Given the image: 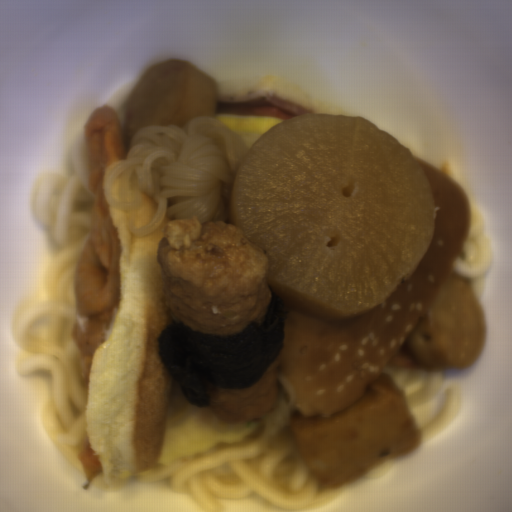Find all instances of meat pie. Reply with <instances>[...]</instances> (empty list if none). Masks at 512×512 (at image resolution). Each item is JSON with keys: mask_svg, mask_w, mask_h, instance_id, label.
Returning <instances> with one entry per match:
<instances>
[{"mask_svg": "<svg viewBox=\"0 0 512 512\" xmlns=\"http://www.w3.org/2000/svg\"><path fill=\"white\" fill-rule=\"evenodd\" d=\"M84 130L91 200L86 239L72 280V341L81 357L83 381L89 382L95 350L116 317L123 291L119 231L103 194L102 177L109 164L126 158V144L114 107L99 104L92 109Z\"/></svg>", "mask_w": 512, "mask_h": 512, "instance_id": "b5893723", "label": "meat pie"}]
</instances>
